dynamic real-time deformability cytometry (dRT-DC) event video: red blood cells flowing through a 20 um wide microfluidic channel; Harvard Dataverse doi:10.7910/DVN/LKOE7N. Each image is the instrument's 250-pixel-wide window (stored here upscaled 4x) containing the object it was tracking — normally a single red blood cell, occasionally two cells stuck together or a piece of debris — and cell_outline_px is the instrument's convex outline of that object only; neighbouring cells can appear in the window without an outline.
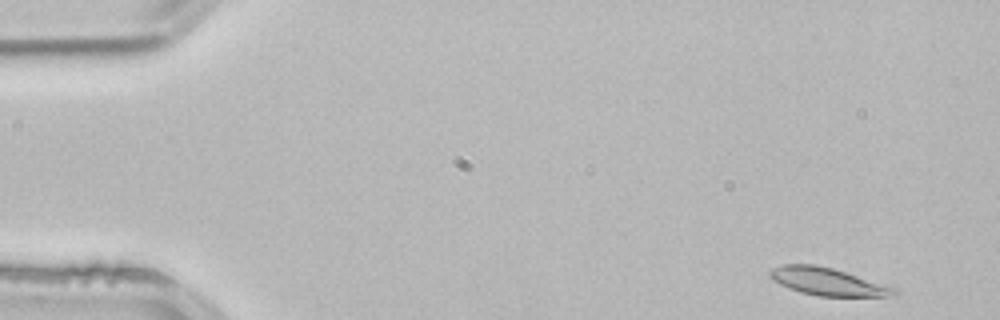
{"species": "common noctule bat (a hibernating species)", "species_latin": "Nyctalus noctula", "temperature_condition": "room temperature", "stored_images_in_passage": 4, "camera_frame_rate_fps": 3000, "um_per_image_px": 0.085, "animal": {"sex": "male", "body_mass_g": 21.5, "forearm_length_mm": 52.0}, "frame": {"image": 1, "passage_image": 1, "time_ms": 0.0, "image_size_px": [1000, 320], "cell_outline_px": [[900, 292], [896, 296], [820, 296], [800, 292], [788, 288], [780, 284], [768, 276], [768, 272], [772, 268], [784, 264], [812, 264], [832, 268], [896, 288]], "centroid_in_image_um": [70.33, 23.94], "position_along_channel_um": 14.7, "area_um2": 19.83}}